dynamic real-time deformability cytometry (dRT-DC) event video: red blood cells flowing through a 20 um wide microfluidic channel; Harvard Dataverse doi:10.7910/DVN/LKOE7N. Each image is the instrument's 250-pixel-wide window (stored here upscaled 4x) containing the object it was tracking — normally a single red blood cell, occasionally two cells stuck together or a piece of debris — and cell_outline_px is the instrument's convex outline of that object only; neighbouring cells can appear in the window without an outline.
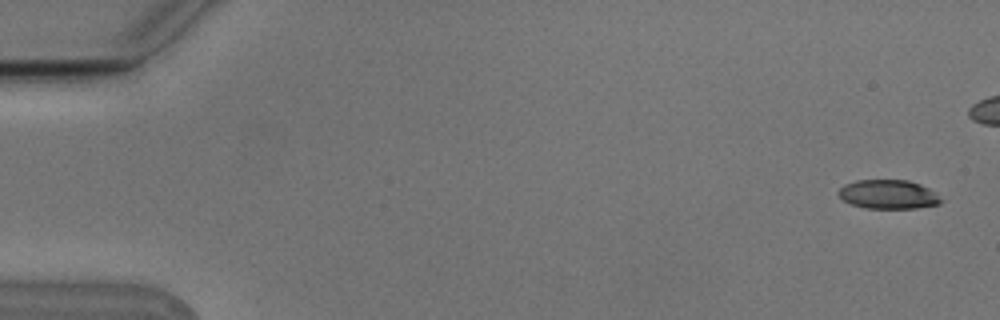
{"species": "Egyptian fruit bat (a non-hibernating species)", "species_latin": "Rousettus aegyptiacus", "temperature_condition": "cold", "stored_images_in_passage": 4, "camera_frame_rate_fps": 3000, "um_per_image_px": 0.085, "animal": {"sex": "male"}, "frame": {"image": 1, "passage_image": 1, "time_ms": 0.0, "image_size_px": [1000, 320], "cell_outline_px": [[944, 200], [940, 204], [916, 208], [864, 208], [852, 204], [844, 200], [836, 192], [844, 184], [856, 180], [908, 180], [920, 184], [936, 192]], "centroid_in_image_um": [75.53, 16.52], "position_along_channel_um": 9.5, "area_um2": 17.46}}